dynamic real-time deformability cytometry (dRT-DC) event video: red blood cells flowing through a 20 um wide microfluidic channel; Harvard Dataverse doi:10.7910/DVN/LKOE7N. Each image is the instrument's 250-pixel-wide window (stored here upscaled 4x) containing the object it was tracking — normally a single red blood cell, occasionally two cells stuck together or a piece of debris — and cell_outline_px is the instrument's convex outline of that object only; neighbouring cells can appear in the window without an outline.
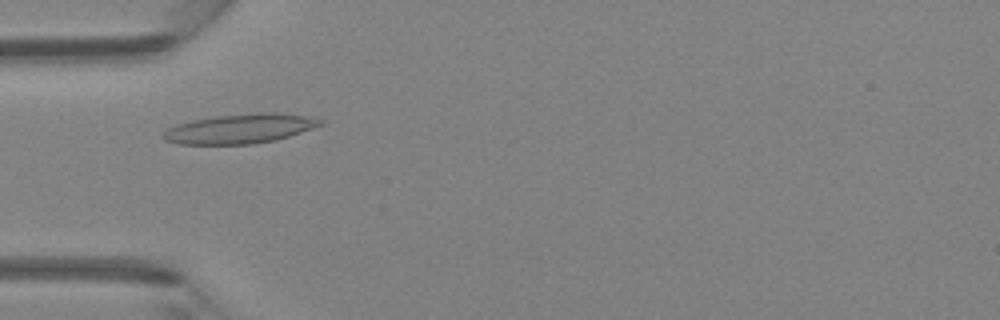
{"species": "Egyptian fruit bat (a non-hibernating species)", "species_latin": "Rousettus aegyptiacus", "temperature_condition": "room temperature", "stored_images_in_passage": 43, "camera_frame_rate_fps": 3000, "um_per_image_px": 0.085, "animal": {"sex": "female"}, "frame": {"image": 1, "passage_image": 12, "time_ms": 3.667, "image_size_px": [1000, 320], "cell_outline_px": [[324, 124], [276, 140], [252, 144], [176, 144], [164, 140], [160, 136], [168, 128], [176, 124], [192, 120], [216, 116], [260, 112], [276, 112], [304, 116], [324, 120]], "centroid_in_image_um": [20.36, 10.94], "position_along_channel_um": 64.6, "area_um2": 26.99}}
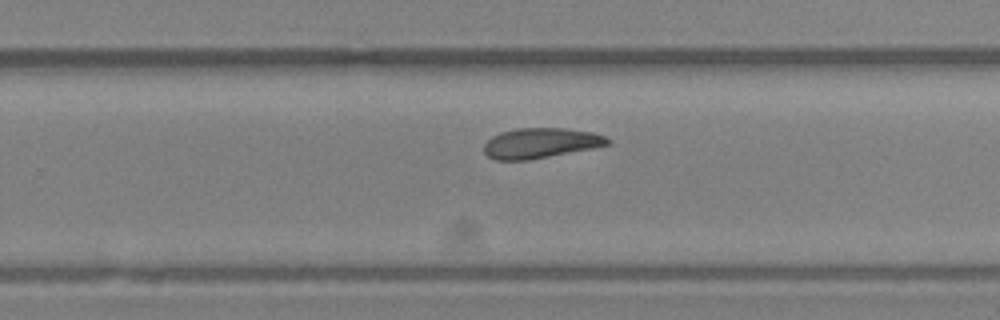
{"frame": {"image": 2, "passage_image": 27, "time_ms": 8.667, "image_size_px": [1000, 320], "cell_outline_px": [[612, 144], [592, 148], [528, 160], [496, 160], [488, 156], [484, 152], [484, 144], [492, 136], [500, 132], [520, 128], [564, 128], [592, 132], [604, 136], [612, 140]], "centroid_in_image_um": [45.96, 12.16], "position_along_channel_um": 283.8, "area_um2": 21.68}}
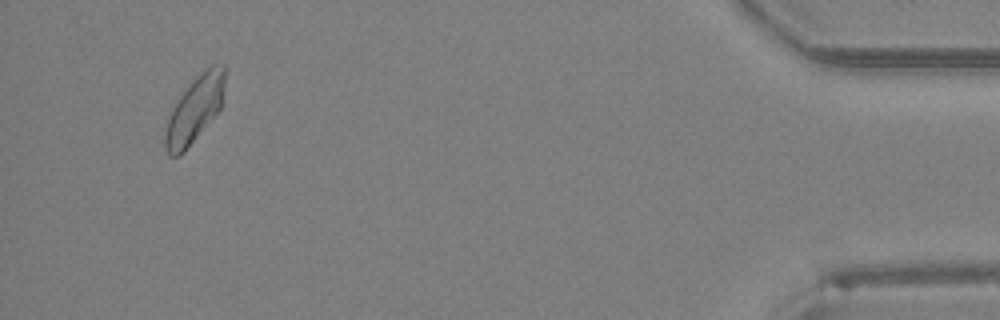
{"frame": {"image": 3, "passage_image": 41, "time_ms": 13.333, "image_size_px": [1000, 320], "cell_outline_px": [[228, 68], [220, 108], [184, 152], [180, 156], [168, 156], [164, 148], [164, 132], [168, 116], [172, 108], [188, 84], [200, 72], [212, 64], [224, 64]], "centroid_in_image_um": [16.54, 9.27], "position_along_channel_um": 418.7, "area_um2": 23.24}}